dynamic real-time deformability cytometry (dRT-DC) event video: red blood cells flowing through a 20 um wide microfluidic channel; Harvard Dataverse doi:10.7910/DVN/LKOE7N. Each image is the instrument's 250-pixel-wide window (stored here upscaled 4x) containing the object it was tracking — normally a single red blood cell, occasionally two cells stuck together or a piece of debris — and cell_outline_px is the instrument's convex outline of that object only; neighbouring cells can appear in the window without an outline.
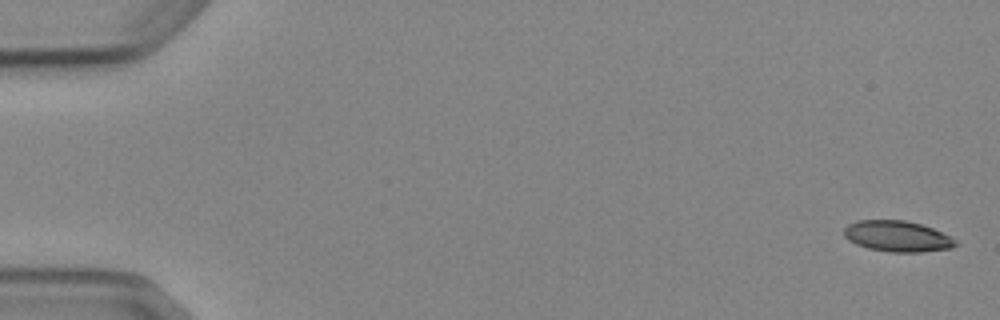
{"species": "Egyptian fruit bat (a non-hibernating species)", "species_latin": "Rousettus aegyptiacus", "temperature_condition": "cold", "stored_images_in_passage": 6, "camera_frame_rate_fps": 3000, "um_per_image_px": 0.085, "animal": {"sex": "female"}, "frame": {"image": 1, "passage_image": 1, "time_ms": 0.0, "image_size_px": [1000, 320], "cell_outline_px": [[960, 244], [952, 248], [920, 252], [888, 252], [868, 248], [856, 244], [848, 240], [844, 236], [844, 228], [848, 224], [856, 220], [904, 220], [920, 224], [932, 228], [952, 236]], "centroid_in_image_um": [76.29, 20.08], "position_along_channel_um": 8.7, "area_um2": 20.29}}
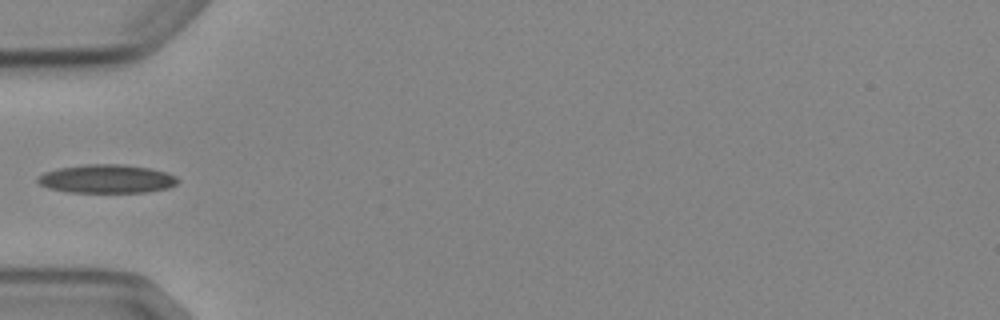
{"frame": {"image": 2, "passage_image": 5, "time_ms": 5.667, "image_size_px": [1000, 320], "cell_outline_px": [[180, 180], [176, 184], [168, 188], [148, 192], [68, 192], [48, 188], [40, 184], [36, 180], [36, 176], [44, 172], [60, 168], [84, 164], [124, 164], [152, 168], [168, 172], [176, 176]], "centroid_in_image_um": [9.1, 15.19], "position_along_channel_um": 75.9, "area_um2": 23.58}}
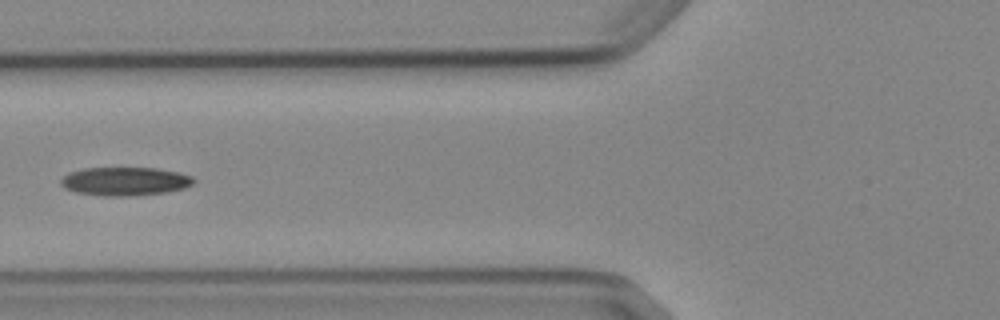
{"frame": {"image": 3, "passage_image": 6, "time_ms": 6.667, "image_size_px": [1000, 320], "cell_outline_px": [[196, 180], [192, 184], [184, 188], [168, 192], [136, 196], [104, 196], [76, 192], [64, 188], [60, 184], [60, 180], [68, 172], [84, 168], [156, 168], [180, 172], [192, 176]], "centroid_in_image_um": [10.63, 15.41], "position_along_channel_um": 115.2, "area_um2": 22.31}}